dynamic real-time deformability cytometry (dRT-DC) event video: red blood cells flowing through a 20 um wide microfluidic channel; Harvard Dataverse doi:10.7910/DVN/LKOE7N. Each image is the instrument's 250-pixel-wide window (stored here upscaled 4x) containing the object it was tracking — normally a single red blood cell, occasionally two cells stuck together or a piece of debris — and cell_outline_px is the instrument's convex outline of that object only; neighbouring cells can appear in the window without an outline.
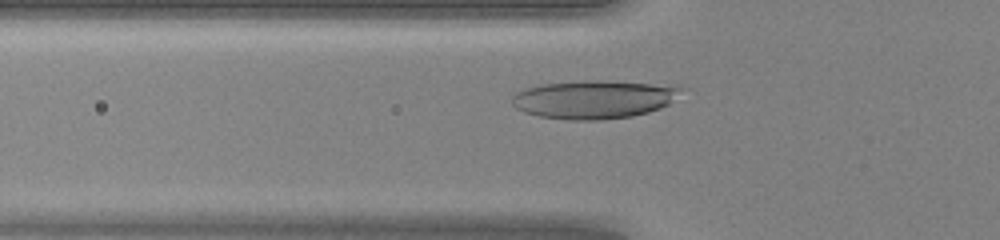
{"species": "human", "species_latin": "Homo sapiens", "temperature_condition": "warm", "stored_images_in_passage": 29, "camera_frame_rate_fps": 3000, "um_per_image_px": 0.085, "donor": {"sex": "female"}, "frame": {"image": 1, "passage_image": 4, "time_ms": 1.0, "image_size_px": [1000, 240], "cell_outline_px": [[688, 88], [668, 104], [660, 108], [648, 112], [632, 116], [600, 120], [572, 120], [540, 116], [524, 112], [516, 108], [512, 104], [512, 96], [516, 92], [524, 88], [544, 84], [584, 80], [604, 80], [680, 84]], "centroid_in_image_um": [50.59, 8.42], "position_along_channel_um": 75.2, "area_um2": 38.55}}
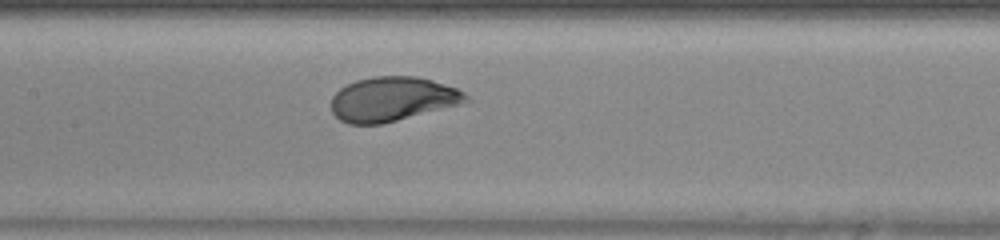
{"frame": {"image": 2, "passage_image": 11, "time_ms": 3.333, "image_size_px": [1000, 240], "cell_outline_px": [[472, 100], [468, 104], [384, 124], [348, 124], [340, 120], [332, 112], [332, 96], [340, 88], [356, 80], [372, 76], [416, 76], [432, 80], [456, 88], [464, 92]], "centroid_in_image_um": [33.44, 8.44], "position_along_channel_um": 174.0, "area_um2": 35.6}}
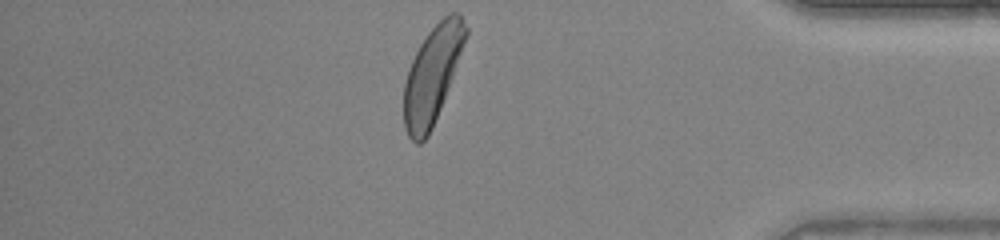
{"frame": {"image": 3, "passage_image": 29, "time_ms": 9.333, "image_size_px": [1000, 240], "cell_outline_px": [[468, 32], [452, 76], [440, 108], [432, 128], [428, 136], [420, 144], [416, 144], [408, 136], [404, 128], [404, 84], [408, 68], [420, 44], [428, 32], [448, 12], [460, 12], [468, 28]], "centroid_in_image_um": [36.72, 6.35], "position_along_channel_um": 398.5, "area_um2": 34.39}, "authors_computed_cell_mechanics": {"area_um2": 34.7956, "velocity_mm_per_s": 4.235, "shape_relaxation_time_tau1_ms": 2.2443, "shape_relaxation_time_tau2_ms": null, "deformation_change_tau1": 0.1576, "deformation_change_tau2": null}}